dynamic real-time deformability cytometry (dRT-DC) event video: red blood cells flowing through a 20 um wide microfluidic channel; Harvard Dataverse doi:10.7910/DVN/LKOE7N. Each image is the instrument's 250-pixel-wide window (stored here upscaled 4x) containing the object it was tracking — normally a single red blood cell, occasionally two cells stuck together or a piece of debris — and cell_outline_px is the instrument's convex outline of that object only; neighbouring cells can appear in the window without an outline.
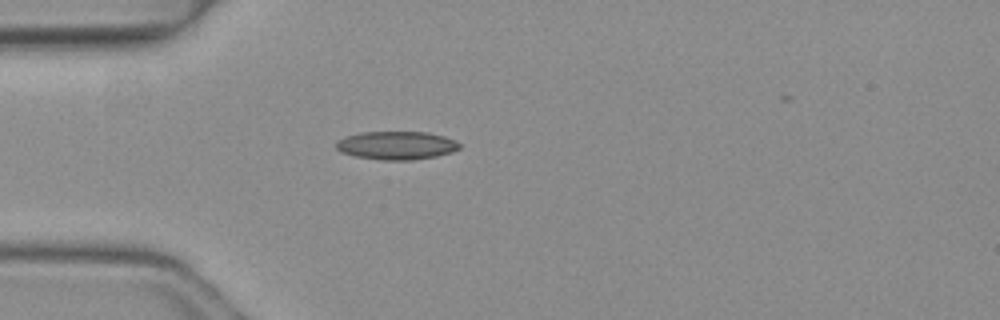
{"species": "common noctule bat (a hibernating species)", "species_latin": "Nyctalus noctula", "temperature_condition": "warm", "stored_images_in_passage": 1, "camera_frame_rate_fps": 3000, "um_per_image_px": 0.085, "animal": {"sex": "female", "body_mass_g": 19.3, "forearm_length_mm": 54.1}, "frame": {"image": 1, "passage_image": 1, "time_ms": 0.0, "image_size_px": [1000, 320], "cell_outline_px": [[460, 148], [452, 152], [436, 156], [412, 160], [380, 160], [356, 156], [340, 152], [336, 148], [336, 140], [344, 136], [360, 132], [428, 132], [444, 136], [456, 140], [460, 144]], "centroid_in_image_um": [33.69, 12.35], "position_along_channel_um": 51.3, "area_um2": 20.52}}